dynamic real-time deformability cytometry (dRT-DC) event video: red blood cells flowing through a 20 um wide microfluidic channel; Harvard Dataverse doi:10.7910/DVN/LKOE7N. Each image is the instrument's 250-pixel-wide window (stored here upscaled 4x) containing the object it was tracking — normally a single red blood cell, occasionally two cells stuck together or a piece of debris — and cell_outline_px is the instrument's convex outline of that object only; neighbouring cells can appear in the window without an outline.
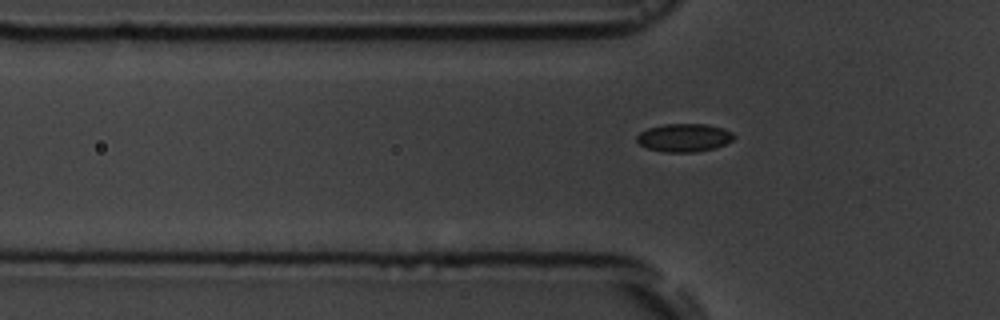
{"species": "common noctule bat (a hibernating species)", "species_latin": "Nyctalus noctula", "temperature_condition": "room temperature", "stored_images_in_passage": 4, "segment_of_instrument_passage": [2, 2], "camera_frame_rate_fps": 3000, "um_per_image_px": 0.085, "animal": {"sex": "male", "body_mass_g": 19.5, "forearm_length_mm": 54.6}, "frame": {"image": 1, "passage_image": 4, "time_ms": 3.667, "image_size_px": [1000, 320], "cell_outline_px": [[736, 136], [732, 140], [716, 148], [696, 152], [664, 152], [648, 148], [640, 144], [636, 140], [636, 136], [640, 132], [648, 128], [664, 124], [708, 124], [724, 128], [732, 132]], "centroid_in_image_um": [58.17, 11.7], "position_along_channel_um": 67.6, "area_um2": 16.01}}